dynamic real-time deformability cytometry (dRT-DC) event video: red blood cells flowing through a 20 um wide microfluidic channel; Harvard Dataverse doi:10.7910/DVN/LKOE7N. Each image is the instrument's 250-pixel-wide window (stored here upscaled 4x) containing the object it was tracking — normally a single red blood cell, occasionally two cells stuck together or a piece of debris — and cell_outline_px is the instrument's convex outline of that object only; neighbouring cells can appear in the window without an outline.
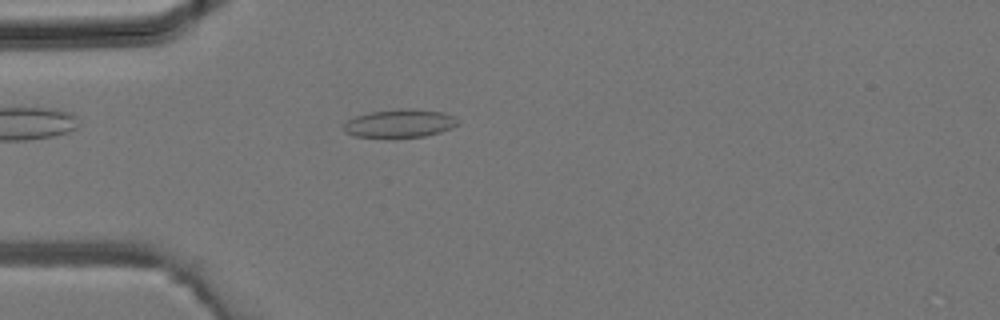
{"species": "common noctule bat (a hibernating species)", "species_latin": "Nyctalus noctula", "temperature_condition": "room temperature", "stored_images_in_passage": 39, "camera_frame_rate_fps": 3000, "um_per_image_px": 0.085, "animal": {"sex": "male", "body_mass_g": 19.2, "forearm_length_mm": 51.8}, "frame": {"image": 1, "passage_image": 11, "time_ms": 3.333, "image_size_px": [1000, 320], "cell_outline_px": [[460, 124], [452, 128], [440, 132], [424, 136], [356, 136], [344, 132], [344, 124], [348, 120], [356, 116], [372, 112], [400, 108], [412, 108], [444, 112], [460, 120]], "centroid_in_image_um": [34.04, 10.46], "position_along_channel_um": 51.0, "area_um2": 18.5}}
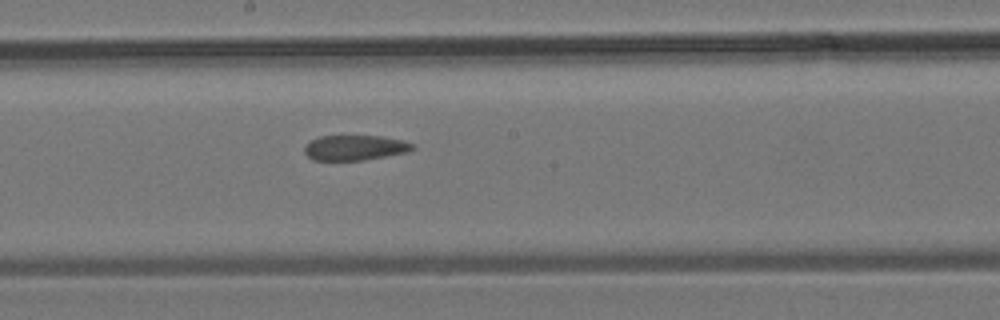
{"frame": {"image": 2, "passage_image": 21, "time_ms": 6.667, "image_size_px": [1000, 320], "cell_outline_px": [[416, 148], [408, 152], [364, 160], [312, 160], [304, 152], [304, 144], [320, 136], [384, 136], [404, 140], [412, 144]], "centroid_in_image_um": [30.17, 12.55], "position_along_channel_um": 218.0, "area_um2": 15.95}}
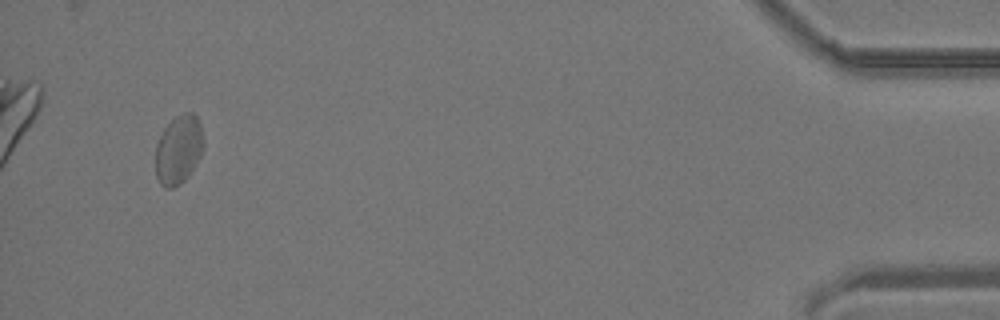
{"frame": {"image": 3, "passage_image": 37, "time_ms": 12.0, "image_size_px": [1000, 320], "cell_outline_px": [[204, 148], [196, 164], [188, 176], [180, 184], [172, 188], [164, 188], [160, 184], [156, 176], [156, 144], [164, 128], [176, 116], [184, 112], [192, 112], [196, 116], [200, 124], [204, 140]], "centroid_in_image_um": [15.19, 12.72], "position_along_channel_um": 420.0, "area_um2": 19.36}}